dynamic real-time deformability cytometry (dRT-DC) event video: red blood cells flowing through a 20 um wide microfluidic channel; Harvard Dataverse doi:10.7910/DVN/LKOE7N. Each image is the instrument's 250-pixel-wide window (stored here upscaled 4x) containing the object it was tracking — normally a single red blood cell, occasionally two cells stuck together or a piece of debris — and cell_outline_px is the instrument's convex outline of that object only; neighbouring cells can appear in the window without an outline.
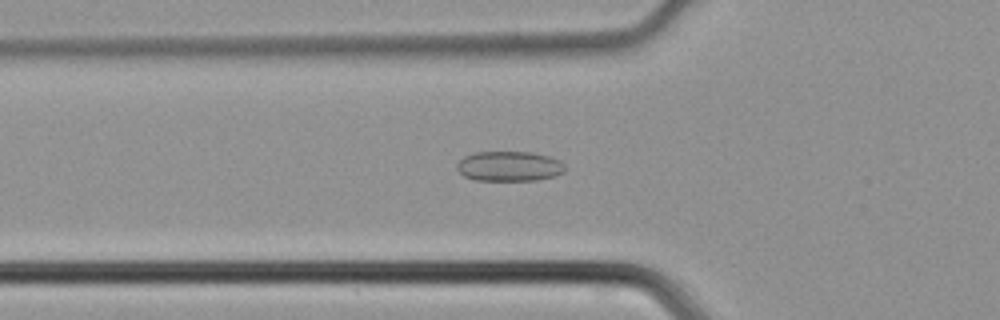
{"species": "common noctule bat (a hibernating species)", "species_latin": "Nyctalus noctula", "temperature_condition": "cold", "stored_images_in_passage": 42, "camera_frame_rate_fps": 3000, "um_per_image_px": 0.085, "animal": {"sex": "male", "body_mass_g": 21.5, "forearm_length_mm": 52.0}, "frame": {"image": 1, "passage_image": 12, "time_ms": 3.667, "image_size_px": [1000, 320], "cell_outline_px": [[564, 172], [552, 176], [536, 180], [476, 180], [464, 176], [456, 168], [456, 164], [464, 156], [476, 152], [532, 152], [548, 156], [560, 160], [564, 164]], "centroid_in_image_um": [43.27, 14.12], "position_along_channel_um": 82.5, "area_um2": 18.79}}
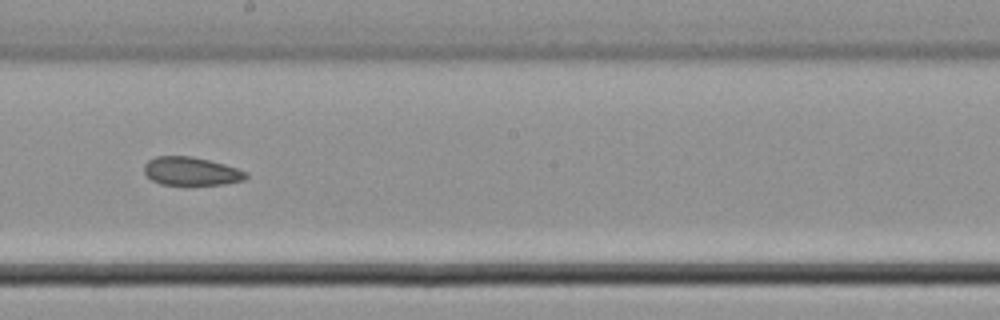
{"frame": {"image": 2, "passage_image": 22, "time_ms": 7.0, "image_size_px": [1000, 320], "cell_outline_px": [[248, 176], [244, 180], [224, 184], [160, 184], [152, 180], [144, 172], [144, 164], [148, 160], [156, 156], [192, 156], [224, 164], [248, 172]], "centroid_in_image_um": [16.25, 14.54], "position_along_channel_um": 232.0, "area_um2": 16.7}}
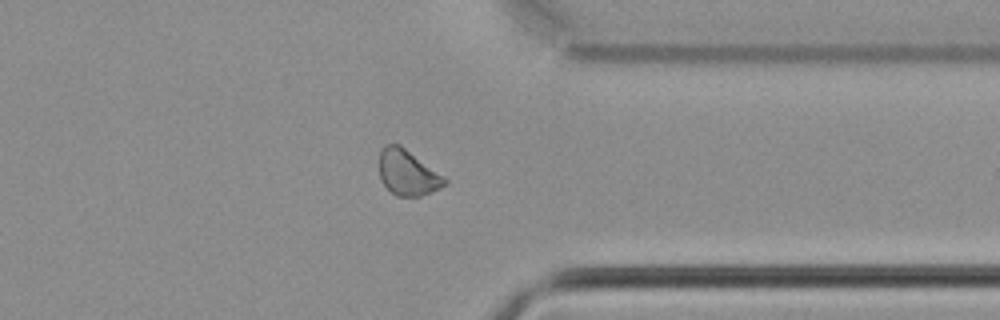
{"frame": {"image": 3, "passage_image": 32, "time_ms": 10.333, "image_size_px": [1000, 320], "cell_outline_px": [[448, 184], [432, 192], [420, 196], [396, 196], [380, 180], [380, 152], [384, 144], [400, 144], [444, 176], [448, 180]], "centroid_in_image_um": [34.67, 14.68], "position_along_channel_um": 376.7, "area_um2": 17.34}}